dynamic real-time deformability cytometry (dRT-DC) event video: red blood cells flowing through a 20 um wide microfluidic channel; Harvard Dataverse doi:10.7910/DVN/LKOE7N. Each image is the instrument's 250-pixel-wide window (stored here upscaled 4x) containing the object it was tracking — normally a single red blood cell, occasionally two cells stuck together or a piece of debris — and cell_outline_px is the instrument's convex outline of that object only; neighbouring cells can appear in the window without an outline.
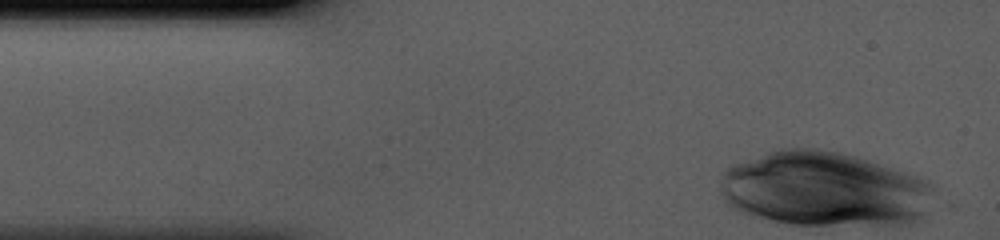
{"species": "human", "species_latin": "Homo sapiens", "temperature_condition": "cold", "stored_images_in_passage": 34, "camera_frame_rate_fps": 3000, "um_per_image_px": 0.085, "donor": {"sex": "male"}, "frame": {"image": 1, "passage_image": 1, "time_ms": 0.0, "image_size_px": [1000, 240], "cell_outline_px": [[928, 188], [924, 212], [916, 220], [900, 224], [788, 224], [768, 220], [736, 212], [724, 200], [720, 192], [720, 180], [724, 172], [732, 164], [780, 148], [816, 148], [840, 152], [856, 156], [916, 176], [924, 180], [928, 184]], "centroid_in_image_um": [69.89, 16.07], "position_along_channel_um": 15.1, "area_um2": 92.02}}